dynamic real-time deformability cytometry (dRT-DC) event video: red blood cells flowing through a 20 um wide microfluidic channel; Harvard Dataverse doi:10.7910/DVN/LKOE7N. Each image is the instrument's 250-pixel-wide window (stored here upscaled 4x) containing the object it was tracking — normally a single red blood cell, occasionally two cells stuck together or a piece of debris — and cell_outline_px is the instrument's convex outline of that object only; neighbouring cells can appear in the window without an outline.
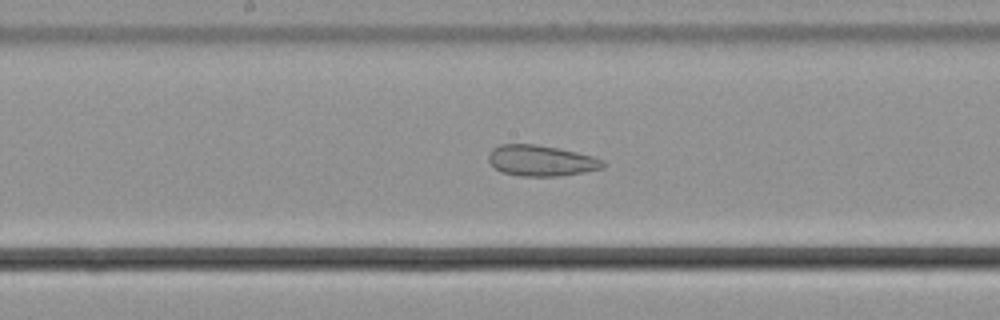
{"species": "common noctule bat (a hibernating species)", "species_latin": "Nyctalus noctula", "temperature_condition": "cold", "stored_images_in_passage": 56, "camera_frame_rate_fps": 3000, "um_per_image_px": 0.085, "animal": {"sex": "male", "body_mass_g": 21.5, "forearm_length_mm": 52.0}, "frame": {"image": 1, "passage_image": 30, "time_ms": 9.667, "image_size_px": [1000, 320], "cell_outline_px": [[604, 168], [584, 172], [560, 176], [520, 176], [500, 172], [488, 160], [488, 156], [492, 148], [500, 144], [536, 144], [560, 148], [592, 156], [604, 160]], "centroid_in_image_um": [45.99, 13.65], "position_along_channel_um": 202.2, "area_um2": 20.69}}
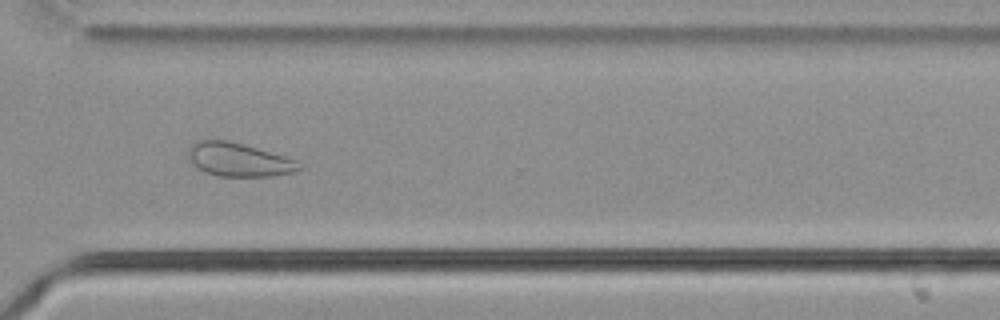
{"frame": {"image": 2, "passage_image": 42, "time_ms": 13.667, "image_size_px": [1000, 320], "cell_outline_px": [[304, 168], [292, 172], [272, 176], [216, 176], [204, 172], [192, 164], [188, 156], [188, 148], [196, 140], [228, 140], [284, 156], [296, 160]], "centroid_in_image_um": [20.26, 13.58], "position_along_channel_um": 350.3, "area_um2": 21.62}}
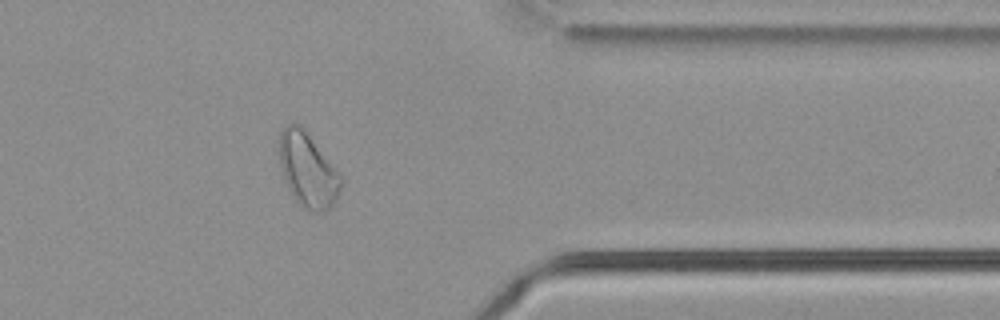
{"frame": {"image": 3, "passage_image": 46, "time_ms": 15.0, "image_size_px": [1000, 320], "cell_outline_px": [[344, 180], [336, 200], [328, 208], [320, 212], [312, 212], [304, 208], [296, 200], [288, 188], [284, 180], [280, 164], [280, 132], [288, 120], [296, 124], [308, 136]], "centroid_in_image_um": [26.14, 14.49], "position_along_channel_um": 385.3, "area_um2": 25.89}, "authors_computed_cell_mechanics": {"area_um2": 28.2353, "velocity_mm_per_s": 3.6838, "shape_relaxation_time_tau1_ms": null, "shape_relaxation_time_tau2_ms": 3.1434, "deformation_change_tau1": null, "deformation_change_tau2": 0.0916}}